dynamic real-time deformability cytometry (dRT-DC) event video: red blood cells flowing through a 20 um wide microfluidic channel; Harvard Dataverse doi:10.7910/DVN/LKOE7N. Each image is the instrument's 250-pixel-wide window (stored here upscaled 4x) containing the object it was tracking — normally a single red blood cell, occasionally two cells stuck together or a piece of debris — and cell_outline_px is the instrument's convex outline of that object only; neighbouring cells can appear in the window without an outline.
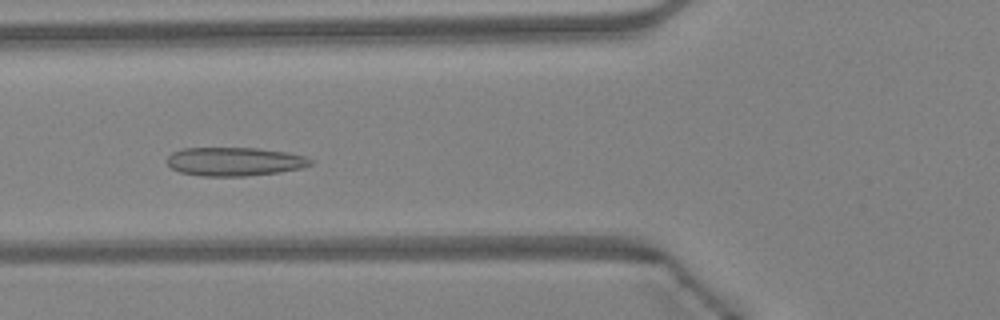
{"species": "Egyptian fruit bat (a non-hibernating species)", "species_latin": "Rousettus aegyptiacus", "temperature_condition": "warm", "stored_images_in_passage": 34, "camera_frame_rate_fps": 3000, "um_per_image_px": 0.085, "animal": {"sex": "female"}, "frame": {"image": 1, "passage_image": 12, "time_ms": 3.667, "image_size_px": [1000, 320], "cell_outline_px": [[316, 160], [312, 164], [304, 168], [280, 172], [244, 176], [200, 176], [180, 172], [172, 168], [168, 164], [168, 156], [172, 152], [184, 148], [256, 148], [284, 152], [304, 156]], "centroid_in_image_um": [19.97, 13.74], "position_along_channel_um": 105.8, "area_um2": 23.99}}
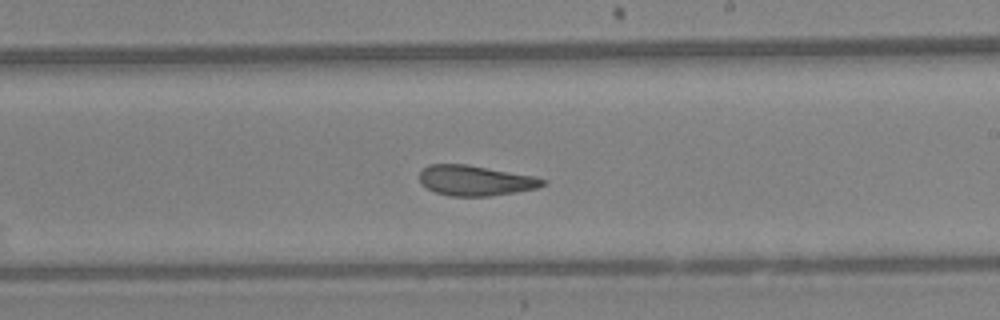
{"frame": {"image": 2, "passage_image": 22, "time_ms": 7.0, "image_size_px": [1000, 320], "cell_outline_px": [[548, 180], [544, 184], [536, 188], [516, 192], [488, 196], [448, 196], [436, 192], [428, 188], [420, 180], [420, 172], [428, 164], [468, 164], [536, 176]], "centroid_in_image_um": [40.44, 15.33], "position_along_channel_um": 248.6, "area_um2": 21.73}}
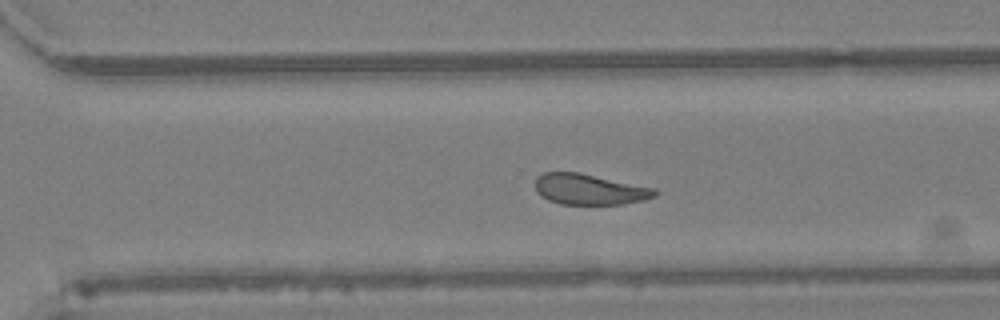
{"frame": {"image": 3, "passage_image": 27, "time_ms": 8.667, "image_size_px": [1000, 320], "cell_outline_px": [[660, 192], [656, 196], [644, 200], [624, 204], [560, 204], [548, 200], [540, 196], [536, 192], [536, 176], [544, 172], [576, 172], [656, 188]], "centroid_in_image_um": [50.11, 16.1], "position_along_channel_um": 320.5, "area_um2": 21.5}, "authors_computed_cell_mechanics": {"area_um2": 23.2645, "velocity_mm_per_s": 4.3003, "shape_relaxation_time_tau1_ms": null, "shape_relaxation_time_tau2_ms": 1.7173, "deformation_change_tau1": null, "deformation_change_tau2": 0.0927}}